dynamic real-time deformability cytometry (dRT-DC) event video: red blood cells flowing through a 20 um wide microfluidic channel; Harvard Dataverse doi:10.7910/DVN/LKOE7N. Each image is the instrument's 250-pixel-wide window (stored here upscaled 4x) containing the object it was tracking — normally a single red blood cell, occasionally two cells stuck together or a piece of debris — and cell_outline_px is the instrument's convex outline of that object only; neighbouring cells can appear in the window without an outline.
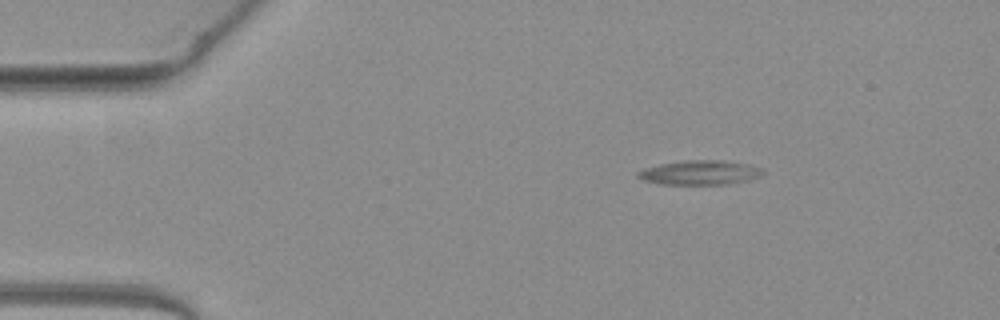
{"species": "common noctule bat (a hibernating species)", "species_latin": "Nyctalus noctula", "temperature_condition": "warm", "stored_images_in_passage": 26, "camera_frame_rate_fps": 3000, "um_per_image_px": 0.085, "animal": {"sex": "female", "body_mass_g": 19.3, "forearm_length_mm": 54.1}, "frame": {"image": 1, "passage_image": 1, "time_ms": 0.0, "image_size_px": [1000, 320], "cell_outline_px": [[764, 172], [760, 176], [748, 180], [724, 184], [660, 184], [644, 180], [636, 176], [636, 172], [644, 168], [660, 164], [688, 160], [720, 160], [744, 164], [760, 168]], "centroid_in_image_um": [59.43, 14.67], "position_along_channel_um": 25.6, "area_um2": 17.46}}
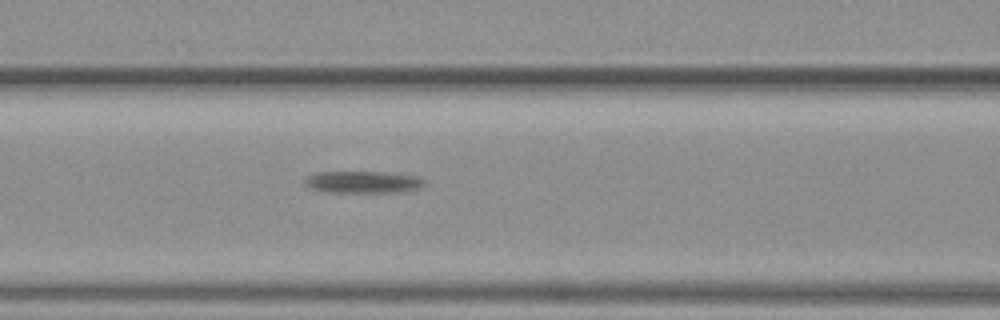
{"frame": {"image": 2, "passage_image": 15, "time_ms": 4.667, "image_size_px": [1000, 320], "cell_outline_px": [[424, 184], [420, 188], [412, 192], [320, 192], [308, 188], [304, 184], [304, 180], [308, 176], [316, 172], [384, 172], [420, 176], [424, 180]], "centroid_in_image_um": [30.86, 15.49], "position_along_channel_um": 135.7, "area_um2": 15.72}}
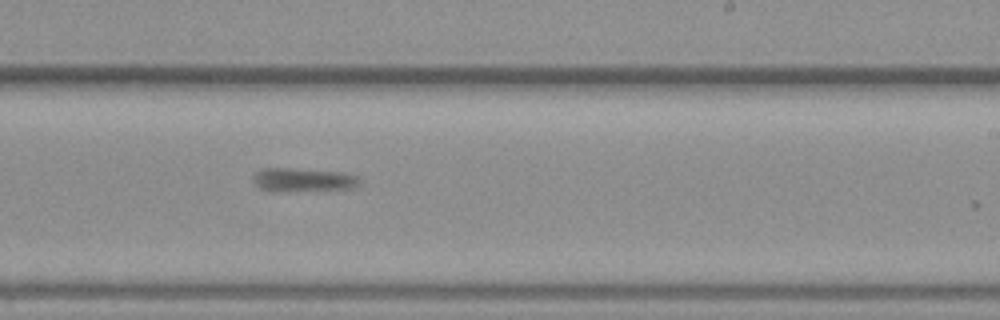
{"frame": {"image": 3, "passage_image": 25, "time_ms": 8.0, "image_size_px": [1000, 320], "cell_outline_px": [[360, 184], [356, 188], [276, 192], [268, 192], [260, 188], [256, 184], [252, 176], [260, 168], [288, 168], [344, 172], [356, 176], [360, 180]], "centroid_in_image_um": [25.74, 15.29], "position_along_channel_um": 263.3, "area_um2": 14.91}}